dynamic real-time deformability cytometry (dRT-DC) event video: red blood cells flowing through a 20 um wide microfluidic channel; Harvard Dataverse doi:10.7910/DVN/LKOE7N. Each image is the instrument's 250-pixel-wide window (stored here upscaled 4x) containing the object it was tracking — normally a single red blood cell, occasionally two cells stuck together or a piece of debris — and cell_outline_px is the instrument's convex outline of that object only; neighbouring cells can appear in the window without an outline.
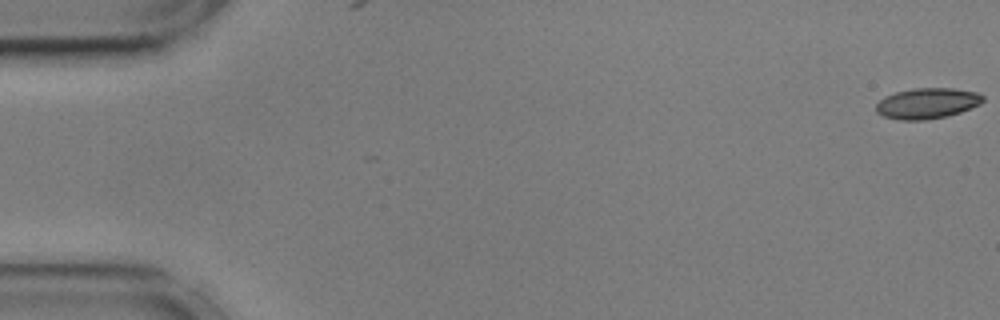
{"species": "common noctule bat (a hibernating species)", "species_latin": "Nyctalus noctula", "temperature_condition": "cold", "stored_images_in_passage": 56, "camera_frame_rate_fps": 3000, "um_per_image_px": 0.085, "animal": {"sex": "male", "body_mass_g": 17.9, "forearm_length_mm": 54.2}, "frame": {"image": 1, "passage_image": 1, "time_ms": 0.0, "image_size_px": [1000, 320], "cell_outline_px": [[984, 100], [980, 104], [960, 112], [944, 116], [924, 120], [900, 120], [884, 116], [876, 112], [876, 104], [884, 96], [896, 92], [916, 88], [956, 88], [976, 92], [984, 96]], "centroid_in_image_um": [78.81, 8.77], "position_along_channel_um": 6.2, "area_um2": 19.02}}
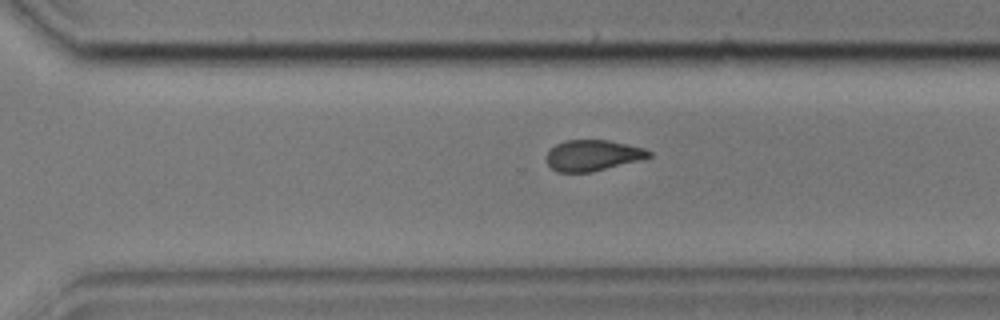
{"frame": {"image": 2, "passage_image": 39, "time_ms": 12.667, "image_size_px": [1000, 320], "cell_outline_px": [[652, 156], [592, 172], [556, 172], [548, 164], [548, 152], [556, 144], [564, 140], [608, 140], [628, 144], [644, 148], [652, 152]], "centroid_in_image_um": [50.38, 13.2], "position_along_channel_um": 320.2, "area_um2": 18.21}}
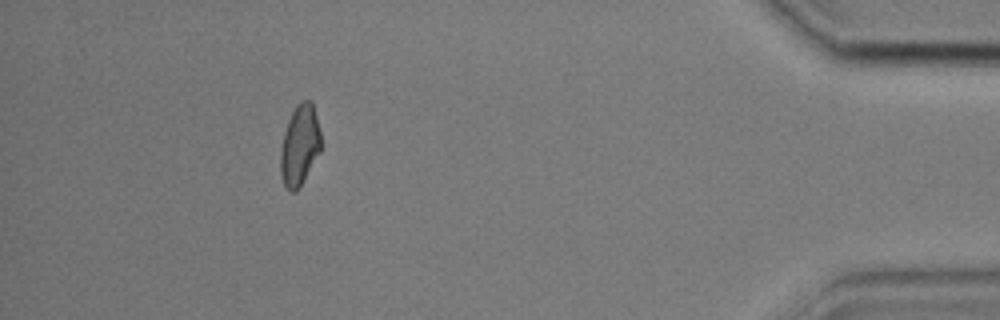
{"frame": {"image": 3, "passage_image": 51, "time_ms": 16.667, "image_size_px": [1000, 320], "cell_outline_px": [[320, 152], [296, 192], [292, 192], [284, 184], [280, 172], [280, 148], [284, 132], [288, 120], [296, 104], [300, 100], [312, 100], [320, 132]], "centroid_in_image_um": [25.46, 12.31], "position_along_channel_um": 409.7, "area_um2": 18.9}, "authors_computed_cell_mechanics": {"area_um2": 19.4208, "velocity_mm_per_s": 3.6032, "shape_relaxation_time_tau1_ms": 3.9825, "shape_relaxation_time_tau2_ms": 5.2536, "deformation_change_tau1": 0.0995, "deformation_change_tau2": 0.1059}}